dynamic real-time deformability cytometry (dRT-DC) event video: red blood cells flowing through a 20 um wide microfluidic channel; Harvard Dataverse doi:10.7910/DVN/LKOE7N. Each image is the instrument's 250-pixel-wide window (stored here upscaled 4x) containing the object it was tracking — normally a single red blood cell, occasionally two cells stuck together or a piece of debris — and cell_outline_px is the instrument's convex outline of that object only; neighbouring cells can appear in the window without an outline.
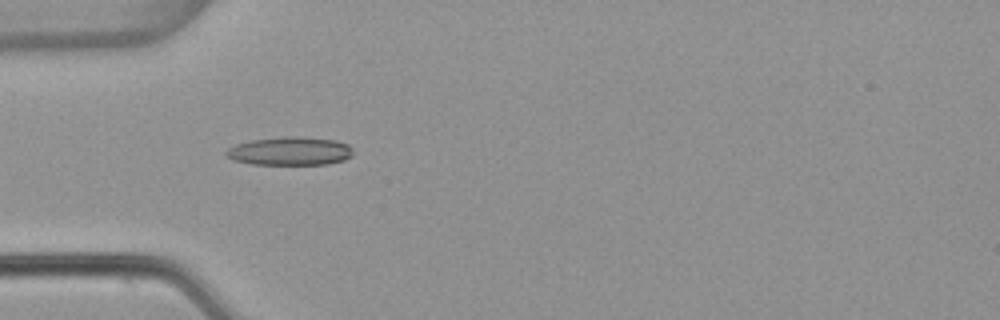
{"species": "common noctule bat (a hibernating species)", "species_latin": "Nyctalus noctula", "temperature_condition": "warm", "stored_images_in_passage": 6, "camera_frame_rate_fps": 3000, "um_per_image_px": 0.085, "animal": {"sex": "female", "body_mass_g": 22.7, "forearm_length_mm": 54.2}, "frame": {"image": 1, "passage_image": 5, "time_ms": 1.333, "image_size_px": [1000, 320], "cell_outline_px": [[352, 156], [344, 160], [328, 164], [252, 164], [232, 160], [224, 156], [224, 152], [228, 148], [236, 144], [252, 140], [284, 136], [296, 136], [336, 140], [348, 144], [352, 148]], "centroid_in_image_um": [24.63, 12.84], "position_along_channel_um": 60.4, "area_um2": 21.15}}
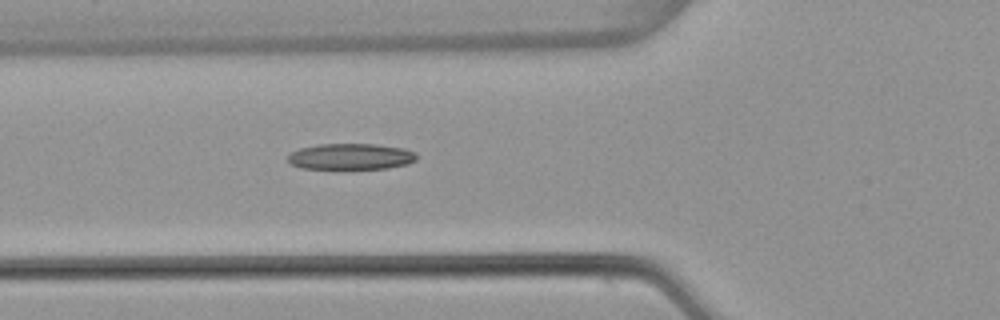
{"frame": {"image": 2, "passage_image": 6, "time_ms": 1.667, "image_size_px": [1000, 320], "cell_outline_px": [[416, 160], [408, 164], [388, 168], [340, 172], [300, 168], [292, 164], [288, 160], [288, 156], [292, 152], [300, 148], [320, 144], [372, 144], [404, 148], [416, 152]], "centroid_in_image_um": [29.8, 13.37], "position_along_channel_um": 96.0, "area_um2": 20.63}}